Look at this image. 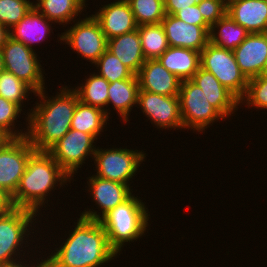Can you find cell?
<instances>
[{
    "instance_id": "6da1fadb",
    "label": "cell",
    "mask_w": 267,
    "mask_h": 267,
    "mask_svg": "<svg viewBox=\"0 0 267 267\" xmlns=\"http://www.w3.org/2000/svg\"><path fill=\"white\" fill-rule=\"evenodd\" d=\"M45 89L35 93L37 102L28 109L26 115L27 138L36 151H48L71 129L73 113L79 100L70 86H61L55 97H49Z\"/></svg>"
},
{
    "instance_id": "7a4b0ae2",
    "label": "cell",
    "mask_w": 267,
    "mask_h": 267,
    "mask_svg": "<svg viewBox=\"0 0 267 267\" xmlns=\"http://www.w3.org/2000/svg\"><path fill=\"white\" fill-rule=\"evenodd\" d=\"M75 227L62 244L45 258L47 267H102L118 254L110 247L106 231L99 221L77 218ZM59 246V248H57Z\"/></svg>"
},
{
    "instance_id": "3957f363",
    "label": "cell",
    "mask_w": 267,
    "mask_h": 267,
    "mask_svg": "<svg viewBox=\"0 0 267 267\" xmlns=\"http://www.w3.org/2000/svg\"><path fill=\"white\" fill-rule=\"evenodd\" d=\"M72 180L47 151H35L29 157L17 190L9 198L10 207L32 210L38 214L46 203L48 205L51 191L67 186L66 183Z\"/></svg>"
},
{
    "instance_id": "277c9868",
    "label": "cell",
    "mask_w": 267,
    "mask_h": 267,
    "mask_svg": "<svg viewBox=\"0 0 267 267\" xmlns=\"http://www.w3.org/2000/svg\"><path fill=\"white\" fill-rule=\"evenodd\" d=\"M134 195L135 193L99 220L106 231L110 247L118 255L123 251L124 245L137 241L149 230V209L145 201L143 203L140 197Z\"/></svg>"
},
{
    "instance_id": "5b68a950",
    "label": "cell",
    "mask_w": 267,
    "mask_h": 267,
    "mask_svg": "<svg viewBox=\"0 0 267 267\" xmlns=\"http://www.w3.org/2000/svg\"><path fill=\"white\" fill-rule=\"evenodd\" d=\"M41 214L42 212L37 214L32 210L15 207H9L5 212L0 213V264L26 256L25 247L30 249L28 241L35 242L30 240L29 235L34 234V230L37 231L36 223L41 222V218L39 221L37 218Z\"/></svg>"
},
{
    "instance_id": "8992f818",
    "label": "cell",
    "mask_w": 267,
    "mask_h": 267,
    "mask_svg": "<svg viewBox=\"0 0 267 267\" xmlns=\"http://www.w3.org/2000/svg\"><path fill=\"white\" fill-rule=\"evenodd\" d=\"M143 150H134L126 148H96L93 156L94 165L96 168L95 176L116 181L130 186L133 181L132 177L140 169V165L146 159V153ZM132 181V182H130Z\"/></svg>"
},
{
    "instance_id": "52a82bcc",
    "label": "cell",
    "mask_w": 267,
    "mask_h": 267,
    "mask_svg": "<svg viewBox=\"0 0 267 267\" xmlns=\"http://www.w3.org/2000/svg\"><path fill=\"white\" fill-rule=\"evenodd\" d=\"M200 67L212 73L239 100L245 95L248 79L240 71L233 50L209 42L200 52Z\"/></svg>"
},
{
    "instance_id": "ba28073f",
    "label": "cell",
    "mask_w": 267,
    "mask_h": 267,
    "mask_svg": "<svg viewBox=\"0 0 267 267\" xmlns=\"http://www.w3.org/2000/svg\"><path fill=\"white\" fill-rule=\"evenodd\" d=\"M180 112L184 129L204 133L219 120L226 119L206 99L202 89L191 80H183L179 91ZM200 132V133H199Z\"/></svg>"
},
{
    "instance_id": "9c48e42d",
    "label": "cell",
    "mask_w": 267,
    "mask_h": 267,
    "mask_svg": "<svg viewBox=\"0 0 267 267\" xmlns=\"http://www.w3.org/2000/svg\"><path fill=\"white\" fill-rule=\"evenodd\" d=\"M85 14V18H77L73 25L58 34V42L69 45L70 49L77 52L84 60L94 65L100 56L107 50L108 40L104 35L99 22ZM75 22V23H74Z\"/></svg>"
},
{
    "instance_id": "30bf717a",
    "label": "cell",
    "mask_w": 267,
    "mask_h": 267,
    "mask_svg": "<svg viewBox=\"0 0 267 267\" xmlns=\"http://www.w3.org/2000/svg\"><path fill=\"white\" fill-rule=\"evenodd\" d=\"M4 70L11 72L18 79L24 81L35 92L43 90L45 86V72L42 61L36 50H32L22 42L8 38L2 47ZM41 62V63H40ZM44 76V77H43Z\"/></svg>"
},
{
    "instance_id": "8fae6325",
    "label": "cell",
    "mask_w": 267,
    "mask_h": 267,
    "mask_svg": "<svg viewBox=\"0 0 267 267\" xmlns=\"http://www.w3.org/2000/svg\"><path fill=\"white\" fill-rule=\"evenodd\" d=\"M35 151L27 136L5 138L0 144V191L8 198L17 190L29 157Z\"/></svg>"
},
{
    "instance_id": "7c38bea8",
    "label": "cell",
    "mask_w": 267,
    "mask_h": 267,
    "mask_svg": "<svg viewBox=\"0 0 267 267\" xmlns=\"http://www.w3.org/2000/svg\"><path fill=\"white\" fill-rule=\"evenodd\" d=\"M97 140L88 133L70 129L47 152L59 166L73 179L86 159H93ZM75 174V175H74Z\"/></svg>"
},
{
    "instance_id": "4fadbf2b",
    "label": "cell",
    "mask_w": 267,
    "mask_h": 267,
    "mask_svg": "<svg viewBox=\"0 0 267 267\" xmlns=\"http://www.w3.org/2000/svg\"><path fill=\"white\" fill-rule=\"evenodd\" d=\"M87 192L92 199V202H95L97 206L95 209L87 207L79 215L82 218L89 220L99 221L105 214L114 209L117 205L122 204L128 200L133 194V189L126 184H122L116 181L106 180L99 178L92 174L91 177L87 178ZM93 210V211H92ZM98 212V213H97Z\"/></svg>"
},
{
    "instance_id": "5bb4252c",
    "label": "cell",
    "mask_w": 267,
    "mask_h": 267,
    "mask_svg": "<svg viewBox=\"0 0 267 267\" xmlns=\"http://www.w3.org/2000/svg\"><path fill=\"white\" fill-rule=\"evenodd\" d=\"M137 106L157 129H184L179 96H165L139 90Z\"/></svg>"
},
{
    "instance_id": "9a60e30c",
    "label": "cell",
    "mask_w": 267,
    "mask_h": 267,
    "mask_svg": "<svg viewBox=\"0 0 267 267\" xmlns=\"http://www.w3.org/2000/svg\"><path fill=\"white\" fill-rule=\"evenodd\" d=\"M98 8L100 9L92 15L99 22L107 40L138 28L131 7L126 0L110 1Z\"/></svg>"
},
{
    "instance_id": "2e32d148",
    "label": "cell",
    "mask_w": 267,
    "mask_h": 267,
    "mask_svg": "<svg viewBox=\"0 0 267 267\" xmlns=\"http://www.w3.org/2000/svg\"><path fill=\"white\" fill-rule=\"evenodd\" d=\"M161 24L164 28L168 45L171 47H182L201 52L210 42V28L186 23L170 14L165 15Z\"/></svg>"
},
{
    "instance_id": "e0dca14e",
    "label": "cell",
    "mask_w": 267,
    "mask_h": 267,
    "mask_svg": "<svg viewBox=\"0 0 267 267\" xmlns=\"http://www.w3.org/2000/svg\"><path fill=\"white\" fill-rule=\"evenodd\" d=\"M233 53L247 79L261 75L267 58V33H249Z\"/></svg>"
},
{
    "instance_id": "ac0fdd59",
    "label": "cell",
    "mask_w": 267,
    "mask_h": 267,
    "mask_svg": "<svg viewBox=\"0 0 267 267\" xmlns=\"http://www.w3.org/2000/svg\"><path fill=\"white\" fill-rule=\"evenodd\" d=\"M137 77L139 90L165 96H179L182 80L168 71L158 59H147Z\"/></svg>"
},
{
    "instance_id": "d6986e66",
    "label": "cell",
    "mask_w": 267,
    "mask_h": 267,
    "mask_svg": "<svg viewBox=\"0 0 267 267\" xmlns=\"http://www.w3.org/2000/svg\"><path fill=\"white\" fill-rule=\"evenodd\" d=\"M190 80L202 89L206 99L226 119L233 116L237 109L241 107L239 99L223 86L212 73L201 67Z\"/></svg>"
},
{
    "instance_id": "ffe728a7",
    "label": "cell",
    "mask_w": 267,
    "mask_h": 267,
    "mask_svg": "<svg viewBox=\"0 0 267 267\" xmlns=\"http://www.w3.org/2000/svg\"><path fill=\"white\" fill-rule=\"evenodd\" d=\"M227 14L249 33H267V0H234Z\"/></svg>"
},
{
    "instance_id": "44dd1931",
    "label": "cell",
    "mask_w": 267,
    "mask_h": 267,
    "mask_svg": "<svg viewBox=\"0 0 267 267\" xmlns=\"http://www.w3.org/2000/svg\"><path fill=\"white\" fill-rule=\"evenodd\" d=\"M51 23V24H49ZM53 21L48 20L42 13L33 7L17 25L10 30V37L22 42L28 48L35 50L33 46L45 41L53 33ZM52 30V31H51ZM48 35V36H47Z\"/></svg>"
},
{
    "instance_id": "7402d4cb",
    "label": "cell",
    "mask_w": 267,
    "mask_h": 267,
    "mask_svg": "<svg viewBox=\"0 0 267 267\" xmlns=\"http://www.w3.org/2000/svg\"><path fill=\"white\" fill-rule=\"evenodd\" d=\"M139 89V80L135 74L129 79L116 80L109 85L107 108L112 104L111 107L125 124L129 121L133 107H137Z\"/></svg>"
},
{
    "instance_id": "603a6c76",
    "label": "cell",
    "mask_w": 267,
    "mask_h": 267,
    "mask_svg": "<svg viewBox=\"0 0 267 267\" xmlns=\"http://www.w3.org/2000/svg\"><path fill=\"white\" fill-rule=\"evenodd\" d=\"M107 49L135 75L139 73L141 66L146 61L138 29L109 39Z\"/></svg>"
},
{
    "instance_id": "cb8c5ba5",
    "label": "cell",
    "mask_w": 267,
    "mask_h": 267,
    "mask_svg": "<svg viewBox=\"0 0 267 267\" xmlns=\"http://www.w3.org/2000/svg\"><path fill=\"white\" fill-rule=\"evenodd\" d=\"M158 60L182 81L190 80L200 68V52L182 47L169 46Z\"/></svg>"
},
{
    "instance_id": "d4e9b609",
    "label": "cell",
    "mask_w": 267,
    "mask_h": 267,
    "mask_svg": "<svg viewBox=\"0 0 267 267\" xmlns=\"http://www.w3.org/2000/svg\"><path fill=\"white\" fill-rule=\"evenodd\" d=\"M87 0H40L34 7L48 20L59 25L72 24L88 5ZM70 22V23H69ZM64 23V24H63ZM69 23V24H68ZM66 24V25H65Z\"/></svg>"
},
{
    "instance_id": "484cf974",
    "label": "cell",
    "mask_w": 267,
    "mask_h": 267,
    "mask_svg": "<svg viewBox=\"0 0 267 267\" xmlns=\"http://www.w3.org/2000/svg\"><path fill=\"white\" fill-rule=\"evenodd\" d=\"M107 121H109V118L104 110L78 100L70 127L99 139V135H101V132L104 133L103 129L107 127Z\"/></svg>"
},
{
    "instance_id": "4316f807",
    "label": "cell",
    "mask_w": 267,
    "mask_h": 267,
    "mask_svg": "<svg viewBox=\"0 0 267 267\" xmlns=\"http://www.w3.org/2000/svg\"><path fill=\"white\" fill-rule=\"evenodd\" d=\"M110 83L96 72L90 73L89 77L85 76L84 82L79 83L77 87H71L78 95L81 102L98 107L105 111L110 118L111 109H107L108 88Z\"/></svg>"
},
{
    "instance_id": "83f0119b",
    "label": "cell",
    "mask_w": 267,
    "mask_h": 267,
    "mask_svg": "<svg viewBox=\"0 0 267 267\" xmlns=\"http://www.w3.org/2000/svg\"><path fill=\"white\" fill-rule=\"evenodd\" d=\"M248 34L249 32L245 28L226 14L211 26L209 38L210 42L218 47L234 50Z\"/></svg>"
},
{
    "instance_id": "f1b7e54d",
    "label": "cell",
    "mask_w": 267,
    "mask_h": 267,
    "mask_svg": "<svg viewBox=\"0 0 267 267\" xmlns=\"http://www.w3.org/2000/svg\"><path fill=\"white\" fill-rule=\"evenodd\" d=\"M144 58L158 59L168 48V42L161 23L138 26Z\"/></svg>"
},
{
    "instance_id": "f546056e",
    "label": "cell",
    "mask_w": 267,
    "mask_h": 267,
    "mask_svg": "<svg viewBox=\"0 0 267 267\" xmlns=\"http://www.w3.org/2000/svg\"><path fill=\"white\" fill-rule=\"evenodd\" d=\"M22 112L25 111H23L17 104L0 96V134L2 136L5 138H22L27 136L28 117H25L26 122H24L26 123V128L19 130L16 126V122H19L17 119Z\"/></svg>"
},
{
    "instance_id": "4dcf8cb0",
    "label": "cell",
    "mask_w": 267,
    "mask_h": 267,
    "mask_svg": "<svg viewBox=\"0 0 267 267\" xmlns=\"http://www.w3.org/2000/svg\"><path fill=\"white\" fill-rule=\"evenodd\" d=\"M35 95V91L14 74L3 70L0 73V96L17 104L21 109L30 96ZM26 99V100H25ZM23 106V107H22Z\"/></svg>"
},
{
    "instance_id": "1f68e13d",
    "label": "cell",
    "mask_w": 267,
    "mask_h": 267,
    "mask_svg": "<svg viewBox=\"0 0 267 267\" xmlns=\"http://www.w3.org/2000/svg\"><path fill=\"white\" fill-rule=\"evenodd\" d=\"M134 14L137 25L158 24L164 19V0H126Z\"/></svg>"
},
{
    "instance_id": "d6a6232c",
    "label": "cell",
    "mask_w": 267,
    "mask_h": 267,
    "mask_svg": "<svg viewBox=\"0 0 267 267\" xmlns=\"http://www.w3.org/2000/svg\"><path fill=\"white\" fill-rule=\"evenodd\" d=\"M94 64L99 71L96 73L105 78L109 83H114L116 80L129 79L134 75V73L108 49Z\"/></svg>"
},
{
    "instance_id": "836d02e7",
    "label": "cell",
    "mask_w": 267,
    "mask_h": 267,
    "mask_svg": "<svg viewBox=\"0 0 267 267\" xmlns=\"http://www.w3.org/2000/svg\"><path fill=\"white\" fill-rule=\"evenodd\" d=\"M240 105H245L248 109L267 110V76L259 75L248 79L245 95L239 100Z\"/></svg>"
},
{
    "instance_id": "e575fe53",
    "label": "cell",
    "mask_w": 267,
    "mask_h": 267,
    "mask_svg": "<svg viewBox=\"0 0 267 267\" xmlns=\"http://www.w3.org/2000/svg\"><path fill=\"white\" fill-rule=\"evenodd\" d=\"M33 7L30 0H0V24L10 30Z\"/></svg>"
},
{
    "instance_id": "d590c367",
    "label": "cell",
    "mask_w": 267,
    "mask_h": 267,
    "mask_svg": "<svg viewBox=\"0 0 267 267\" xmlns=\"http://www.w3.org/2000/svg\"><path fill=\"white\" fill-rule=\"evenodd\" d=\"M197 5L204 20L210 26L227 14V4L223 0H203Z\"/></svg>"
},
{
    "instance_id": "8d00e7d4",
    "label": "cell",
    "mask_w": 267,
    "mask_h": 267,
    "mask_svg": "<svg viewBox=\"0 0 267 267\" xmlns=\"http://www.w3.org/2000/svg\"><path fill=\"white\" fill-rule=\"evenodd\" d=\"M173 16L192 25L202 26L203 28H211L200 13L198 5H192L188 6L186 9H180Z\"/></svg>"
},
{
    "instance_id": "74e56055",
    "label": "cell",
    "mask_w": 267,
    "mask_h": 267,
    "mask_svg": "<svg viewBox=\"0 0 267 267\" xmlns=\"http://www.w3.org/2000/svg\"><path fill=\"white\" fill-rule=\"evenodd\" d=\"M203 0H164L165 13L174 15L180 9H186L188 6L197 5Z\"/></svg>"
},
{
    "instance_id": "f35d334b",
    "label": "cell",
    "mask_w": 267,
    "mask_h": 267,
    "mask_svg": "<svg viewBox=\"0 0 267 267\" xmlns=\"http://www.w3.org/2000/svg\"><path fill=\"white\" fill-rule=\"evenodd\" d=\"M24 258H26V257H22V259H20V260L18 259V260L12 261V262L0 264V267H44L45 266V258L44 257H42V259H41V257L40 258L37 257L36 259L39 260V262L36 259L34 260L33 258H32V260L34 262H32V260L30 259V256L28 257L29 258L28 260H30L29 262L26 261V259H24ZM40 259H41V261H40ZM21 260H23V261H21ZM35 261H37L36 264H34ZM24 262H26V263L31 262V266H30V264H28V263L26 264Z\"/></svg>"
},
{
    "instance_id": "ab89813d",
    "label": "cell",
    "mask_w": 267,
    "mask_h": 267,
    "mask_svg": "<svg viewBox=\"0 0 267 267\" xmlns=\"http://www.w3.org/2000/svg\"><path fill=\"white\" fill-rule=\"evenodd\" d=\"M9 37V29L0 24V49H2L3 45L6 43Z\"/></svg>"
},
{
    "instance_id": "60d3db41",
    "label": "cell",
    "mask_w": 267,
    "mask_h": 267,
    "mask_svg": "<svg viewBox=\"0 0 267 267\" xmlns=\"http://www.w3.org/2000/svg\"><path fill=\"white\" fill-rule=\"evenodd\" d=\"M9 207V198L0 191V213L5 212Z\"/></svg>"
},
{
    "instance_id": "b9f144b4",
    "label": "cell",
    "mask_w": 267,
    "mask_h": 267,
    "mask_svg": "<svg viewBox=\"0 0 267 267\" xmlns=\"http://www.w3.org/2000/svg\"><path fill=\"white\" fill-rule=\"evenodd\" d=\"M4 70V65H3V55H2V50L0 49V73Z\"/></svg>"
},
{
    "instance_id": "7bdbcfd3",
    "label": "cell",
    "mask_w": 267,
    "mask_h": 267,
    "mask_svg": "<svg viewBox=\"0 0 267 267\" xmlns=\"http://www.w3.org/2000/svg\"><path fill=\"white\" fill-rule=\"evenodd\" d=\"M261 75H266L267 76V58H266V62H265V65H264V68H263V72Z\"/></svg>"
},
{
    "instance_id": "ee69618b",
    "label": "cell",
    "mask_w": 267,
    "mask_h": 267,
    "mask_svg": "<svg viewBox=\"0 0 267 267\" xmlns=\"http://www.w3.org/2000/svg\"><path fill=\"white\" fill-rule=\"evenodd\" d=\"M5 139V137L4 136H2L1 134H0V144L2 143V141Z\"/></svg>"
},
{
    "instance_id": "f6af8a7d",
    "label": "cell",
    "mask_w": 267,
    "mask_h": 267,
    "mask_svg": "<svg viewBox=\"0 0 267 267\" xmlns=\"http://www.w3.org/2000/svg\"><path fill=\"white\" fill-rule=\"evenodd\" d=\"M227 5L231 2V1H234V0H223Z\"/></svg>"
},
{
    "instance_id": "bcb514c9",
    "label": "cell",
    "mask_w": 267,
    "mask_h": 267,
    "mask_svg": "<svg viewBox=\"0 0 267 267\" xmlns=\"http://www.w3.org/2000/svg\"><path fill=\"white\" fill-rule=\"evenodd\" d=\"M40 0L33 1L32 4L35 6Z\"/></svg>"
}]
</instances>
